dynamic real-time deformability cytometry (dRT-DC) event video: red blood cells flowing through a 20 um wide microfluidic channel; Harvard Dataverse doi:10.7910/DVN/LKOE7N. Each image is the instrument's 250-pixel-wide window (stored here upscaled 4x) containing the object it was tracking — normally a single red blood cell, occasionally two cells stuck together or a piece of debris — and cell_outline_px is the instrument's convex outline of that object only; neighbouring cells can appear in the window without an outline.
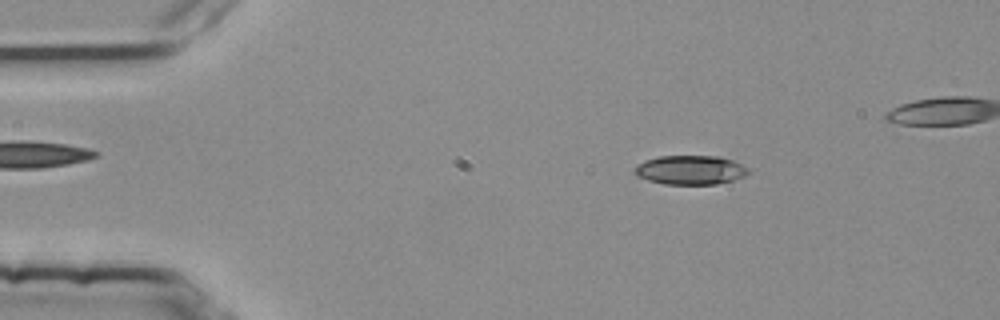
{"species": "common noctule bat (a hibernating species)", "species_latin": "Nyctalus noctula", "temperature_condition": "room temperature", "stored_images_in_passage": 3, "camera_frame_rate_fps": 3000, "um_per_image_px": 0.085, "animal": {"sex": "female", "body_mass_g": 25.1}, "frame": {"image": 1, "passage_image": 3, "time_ms": 0.667, "image_size_px": [1000, 320], "cell_outline_px": [[748, 172], [744, 176], [732, 180], [716, 184], [664, 184], [648, 180], [636, 176], [632, 172], [636, 164], [644, 160], [660, 156], [720, 156], [732, 160], [748, 168]], "centroid_in_image_um": [58.62, 14.44], "position_along_channel_um": 26.4, "area_um2": 19.36}}